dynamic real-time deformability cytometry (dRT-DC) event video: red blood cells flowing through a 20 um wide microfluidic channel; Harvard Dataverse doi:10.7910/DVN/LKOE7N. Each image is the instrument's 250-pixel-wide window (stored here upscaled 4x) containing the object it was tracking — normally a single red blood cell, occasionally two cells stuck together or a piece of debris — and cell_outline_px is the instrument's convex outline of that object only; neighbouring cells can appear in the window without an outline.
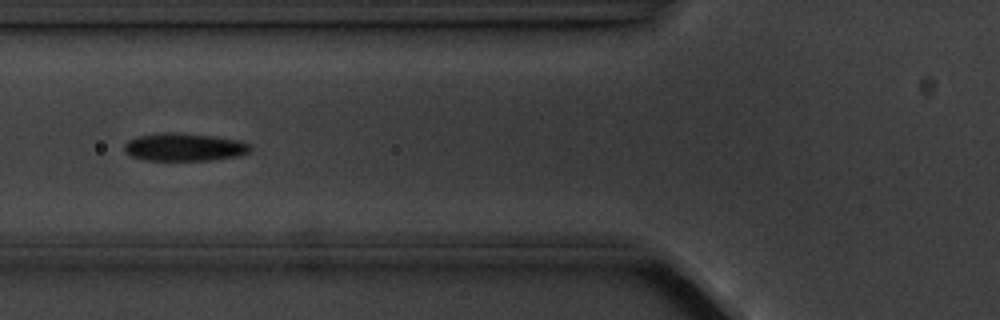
{"species": "common noctule bat (a hibernating species)", "species_latin": "Nyctalus noctula", "temperature_condition": "cold", "stored_images_in_passage": 9, "camera_frame_rate_fps": 3000, "um_per_image_px": 0.085, "animal": {"sex": "male", "body_mass_g": 20.1, "forearm_length_mm": 53.5}, "frame": {"image": 1, "passage_image": 6, "time_ms": 5.667, "image_size_px": [1000, 320], "cell_outline_px": [[252, 148], [248, 152], [236, 156], [212, 160], [144, 160], [132, 156], [124, 152], [124, 144], [128, 140], [136, 136], [164, 132], [176, 132], [212, 136], [236, 140], [252, 144]], "centroid_in_image_um": [15.62, 12.5], "position_along_channel_um": 110.2, "area_um2": 20.46}}